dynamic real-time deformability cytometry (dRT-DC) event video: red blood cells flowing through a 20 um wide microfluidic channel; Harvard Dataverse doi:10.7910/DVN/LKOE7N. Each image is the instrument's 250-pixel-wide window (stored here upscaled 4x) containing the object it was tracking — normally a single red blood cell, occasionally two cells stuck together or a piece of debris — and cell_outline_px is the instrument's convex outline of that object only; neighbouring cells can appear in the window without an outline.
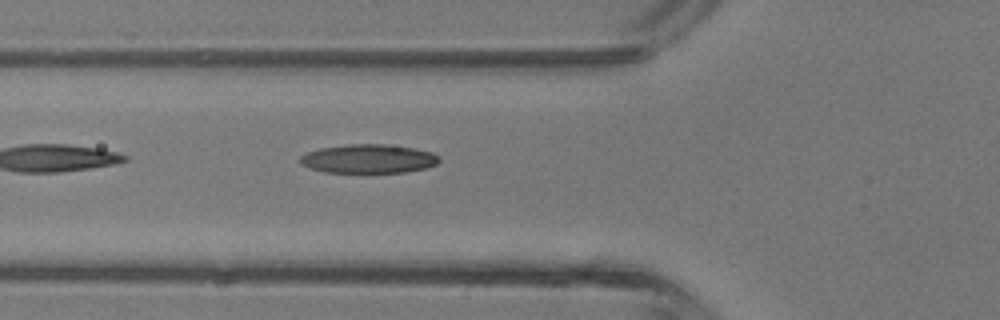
{"species": "common noctule bat (a hibernating species)", "species_latin": "Nyctalus noctula", "temperature_condition": "room temperature", "stored_images_in_passage": 5, "camera_frame_rate_fps": 3000, "um_per_image_px": 0.085, "animal": {"sex": "male", "body_mass_g": 13.3}, "frame": {"image": 1, "passage_image": 5, "time_ms": 4.667, "image_size_px": [1000, 320], "cell_outline_px": [[440, 160], [436, 164], [428, 168], [404, 172], [324, 172], [312, 168], [304, 164], [300, 160], [300, 156], [308, 152], [320, 148], [348, 144], [384, 144], [412, 148], [432, 152], [440, 156]], "centroid_in_image_um": [31.37, 13.49], "position_along_channel_um": 94.4, "area_um2": 23.18}}